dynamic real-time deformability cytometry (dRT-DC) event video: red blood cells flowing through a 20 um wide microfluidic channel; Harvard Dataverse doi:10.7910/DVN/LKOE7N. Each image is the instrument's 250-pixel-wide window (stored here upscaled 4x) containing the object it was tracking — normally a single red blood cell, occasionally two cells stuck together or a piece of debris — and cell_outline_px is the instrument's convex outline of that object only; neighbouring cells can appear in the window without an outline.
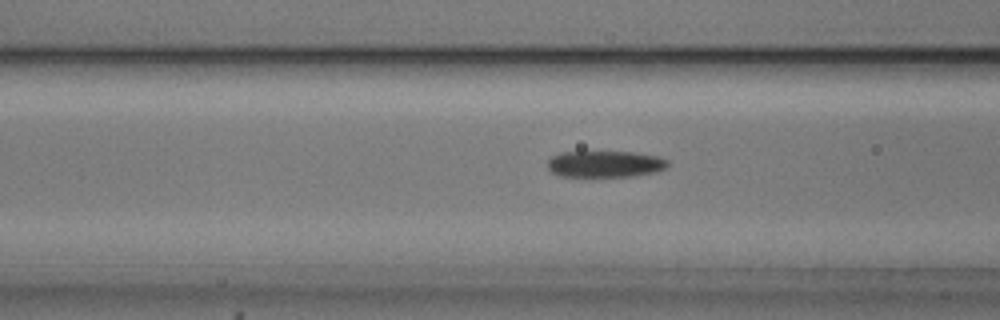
{"species": "common noctule bat (a hibernating species)", "species_latin": "Nyctalus noctula", "temperature_condition": "cold", "stored_images_in_passage": 53, "camera_frame_rate_fps": 3000, "um_per_image_px": 0.085, "animal": {"sex": "male", "body_mass_g": 20.5, "forearm_length_mm": 52.5}, "frame": {"image": 1, "passage_image": 20, "time_ms": 6.333, "image_size_px": [1000, 320], "cell_outline_px": [[668, 164], [664, 168], [656, 172], [636, 176], [560, 176], [552, 172], [548, 168], [548, 160], [552, 156], [560, 152], [632, 152], [660, 156], [668, 160]], "centroid_in_image_um": [51.45, 13.94], "position_along_channel_um": 115.2, "area_um2": 18.55}}
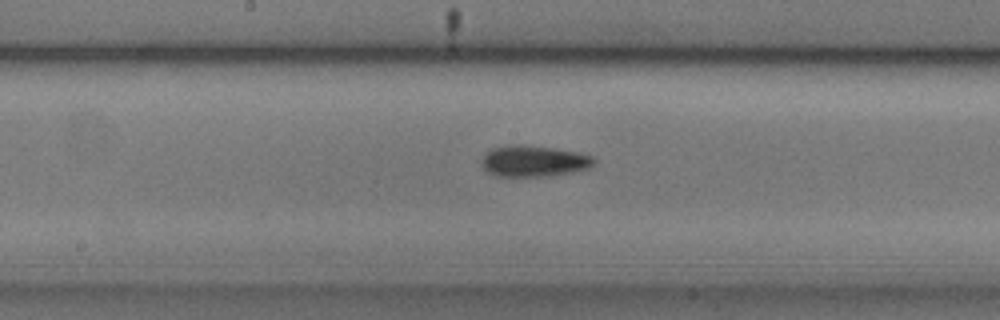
{"frame": {"image": 2, "passage_image": 27, "time_ms": 8.667, "image_size_px": [1000, 320], "cell_outline_px": [[596, 164], [588, 168], [572, 172], [548, 176], [496, 176], [488, 172], [480, 164], [480, 160], [484, 152], [492, 148], [520, 144], [552, 148], [580, 152], [592, 156], [596, 160]], "centroid_in_image_um": [45.36, 13.69], "position_along_channel_um": 202.8, "area_um2": 20.58}}
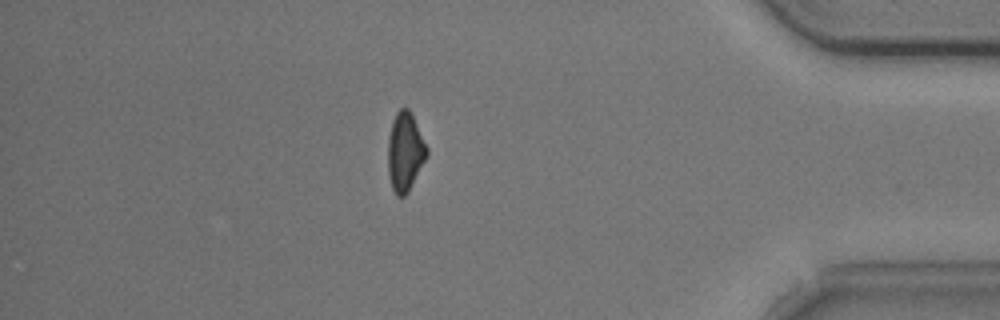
{"frame": {"image": 3, "passage_image": 46, "time_ms": 15.0, "image_size_px": [1000, 320], "cell_outline_px": [[428, 156], [408, 192], [404, 196], [396, 196], [392, 188], [388, 176], [388, 136], [392, 120], [396, 112], [400, 108], [408, 108], [412, 112], [428, 148]], "centroid_in_image_um": [34.43, 12.88], "position_along_channel_um": 400.8, "area_um2": 18.21}, "authors_computed_cell_mechanics": {"area_um2": 18.785, "velocity_mm_per_s": 3.7346, "shape_relaxation_time_tau1_ms": 4.4761, "shape_relaxation_time_tau2_ms": 4.7097, "deformation_change_tau1": 0.151, "deformation_change_tau2": 0.1285}}